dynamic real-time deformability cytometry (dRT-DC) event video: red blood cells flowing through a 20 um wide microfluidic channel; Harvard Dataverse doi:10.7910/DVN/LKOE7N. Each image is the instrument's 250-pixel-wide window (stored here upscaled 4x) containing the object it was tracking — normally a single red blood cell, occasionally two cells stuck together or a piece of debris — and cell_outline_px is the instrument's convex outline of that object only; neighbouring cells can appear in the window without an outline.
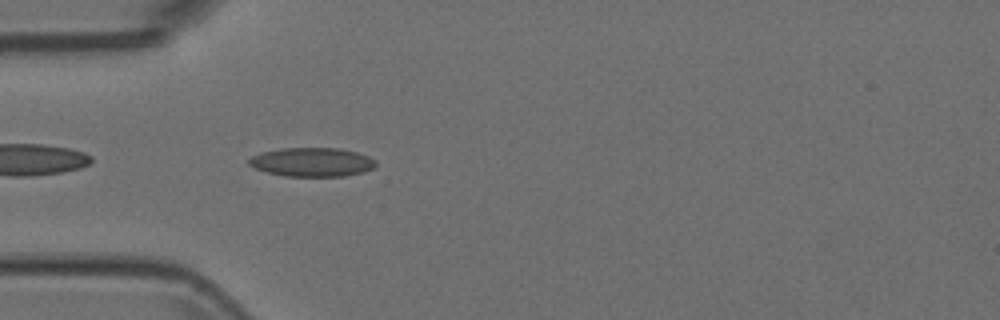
{"species": "Egyptian fruit bat (a non-hibernating species)", "species_latin": "Rousettus aegyptiacus", "temperature_condition": "room temperature", "stored_images_in_passage": 40, "camera_frame_rate_fps": 3000, "um_per_image_px": 0.085, "animal": {"sex": "female"}, "frame": {"image": 1, "passage_image": 2, "time_ms": 0.333, "image_size_px": [1000, 320], "cell_outline_px": [[376, 164], [372, 168], [364, 172], [344, 176], [284, 176], [268, 172], [256, 168], [248, 164], [248, 160], [252, 156], [260, 152], [280, 148], [340, 148], [356, 152], [368, 156], [376, 160]], "centroid_in_image_um": [26.52, 13.77], "position_along_channel_um": 58.5, "area_um2": 21.39}}
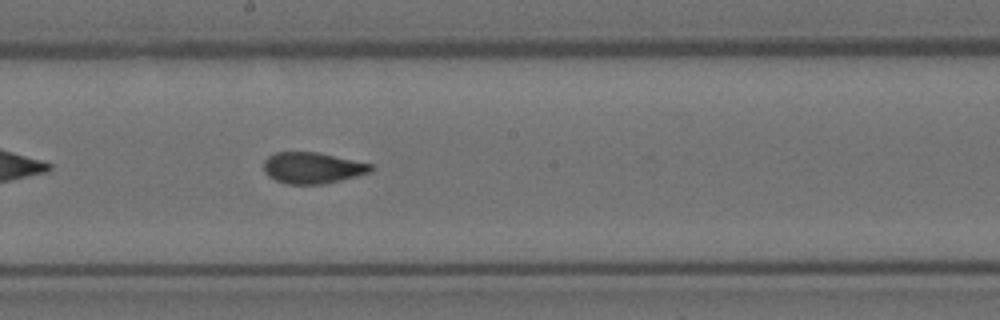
{"frame": {"image": 2, "passage_image": 15, "time_ms": 4.667, "image_size_px": [1000, 320], "cell_outline_px": [[372, 172], [324, 184], [288, 184], [276, 180], [268, 176], [264, 172], [264, 160], [268, 156], [276, 152], [316, 152], [372, 164]], "centroid_in_image_um": [26.54, 14.27], "position_along_channel_um": 221.7, "area_um2": 19.36}}
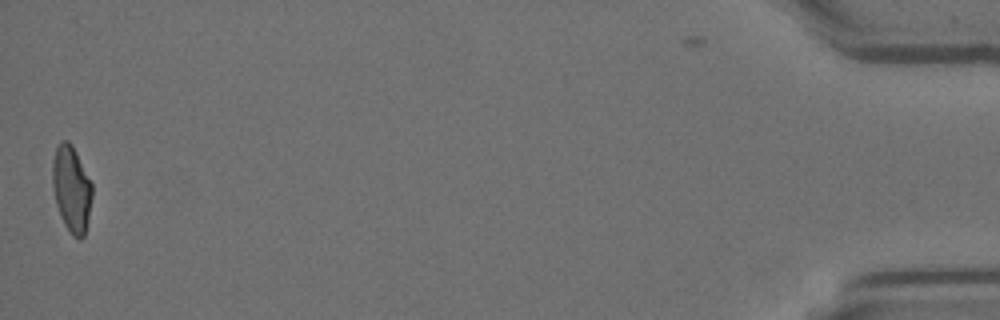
{"frame": {"image": 3, "passage_image": 39, "time_ms": 12.667, "image_size_px": [1000, 320], "cell_outline_px": [[92, 196], [88, 220], [84, 236], [80, 240], [72, 236], [64, 224], [60, 216], [56, 204], [52, 184], [52, 164], [56, 148], [60, 140], [68, 140], [72, 144], [92, 184]], "centroid_in_image_um": [6.07, 16.07], "position_along_channel_um": 429.1, "area_um2": 20.0}}